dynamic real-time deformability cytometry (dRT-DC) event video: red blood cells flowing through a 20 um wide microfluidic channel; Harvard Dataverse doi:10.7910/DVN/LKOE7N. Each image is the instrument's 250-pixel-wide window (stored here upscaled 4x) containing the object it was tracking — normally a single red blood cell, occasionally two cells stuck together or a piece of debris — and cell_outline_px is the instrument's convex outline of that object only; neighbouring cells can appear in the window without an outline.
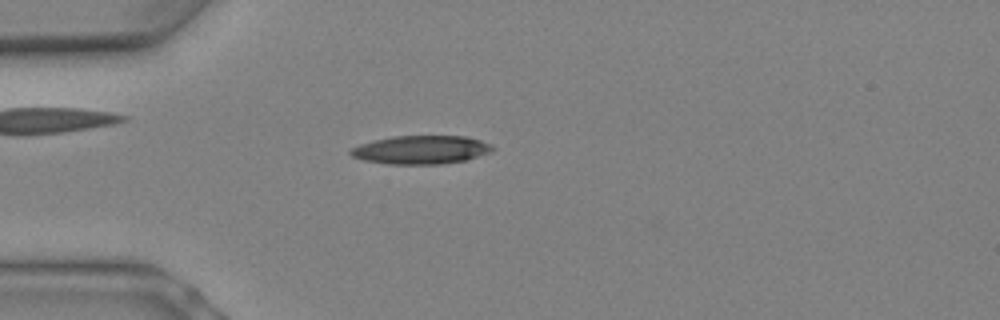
{"species": "Egyptian fruit bat (a non-hibernating species)", "species_latin": "Rousettus aegyptiacus", "temperature_condition": "warm", "stored_images_in_passage": 3, "camera_frame_rate_fps": 3000, "um_per_image_px": 0.085, "animal": {"sex": "female"}, "frame": {"image": 1, "passage_image": 1, "time_ms": 0.0, "image_size_px": [1000, 320], "cell_outline_px": [[496, 148], [492, 152], [468, 160], [440, 164], [388, 164], [364, 160], [352, 156], [348, 152], [352, 148], [360, 144], [372, 140], [392, 136], [464, 136], [480, 140], [492, 144]], "centroid_in_image_um": [35.82, 12.73], "position_along_channel_um": 49.2, "area_um2": 23.76}}
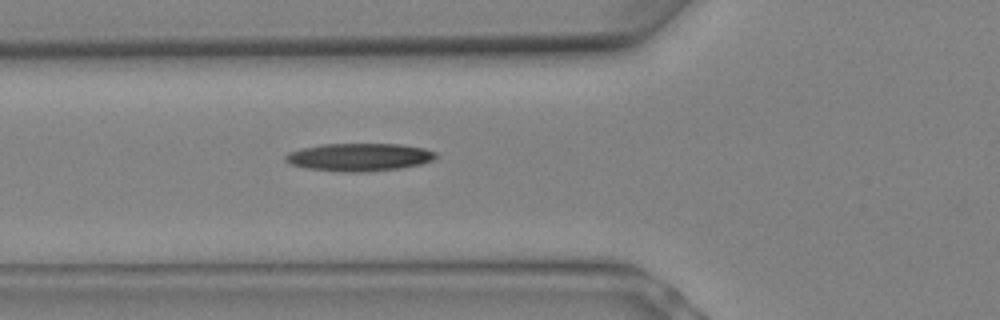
{"frame": {"image": 2, "passage_image": 3, "time_ms": 0.667, "image_size_px": [1000, 320], "cell_outline_px": [[440, 156], [432, 160], [420, 164], [400, 168], [364, 172], [340, 172], [304, 168], [288, 164], [284, 160], [284, 156], [288, 152], [304, 148], [324, 144], [400, 144], [424, 148], [436, 152]], "centroid_in_image_um": [30.52, 13.36], "position_along_channel_um": 95.3, "area_um2": 24.57}}